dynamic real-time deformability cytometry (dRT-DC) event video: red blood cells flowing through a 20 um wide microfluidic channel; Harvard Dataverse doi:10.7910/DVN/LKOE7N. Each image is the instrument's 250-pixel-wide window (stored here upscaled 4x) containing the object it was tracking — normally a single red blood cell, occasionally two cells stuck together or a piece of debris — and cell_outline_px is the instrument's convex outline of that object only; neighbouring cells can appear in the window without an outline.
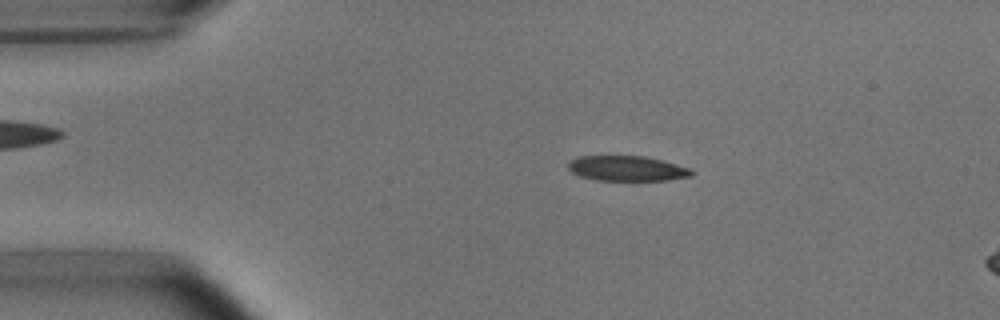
{"species": "common noctule bat (a hibernating species)", "species_latin": "Nyctalus noctula", "temperature_condition": "room temperature", "stored_images_in_passage": 4, "camera_frame_rate_fps": 3000, "um_per_image_px": 0.085, "animal": {"sex": "male", "body_mass_g": 15.6}, "frame": {"image": 1, "passage_image": 2, "time_ms": 1.0, "image_size_px": [1000, 320], "cell_outline_px": [[696, 172], [692, 176], [668, 180], [596, 180], [580, 176], [572, 172], [568, 168], [568, 164], [576, 156], [644, 156], [664, 160], [692, 168]], "centroid_in_image_um": [53.36, 14.31], "position_along_channel_um": 31.6, "area_um2": 18.26}}